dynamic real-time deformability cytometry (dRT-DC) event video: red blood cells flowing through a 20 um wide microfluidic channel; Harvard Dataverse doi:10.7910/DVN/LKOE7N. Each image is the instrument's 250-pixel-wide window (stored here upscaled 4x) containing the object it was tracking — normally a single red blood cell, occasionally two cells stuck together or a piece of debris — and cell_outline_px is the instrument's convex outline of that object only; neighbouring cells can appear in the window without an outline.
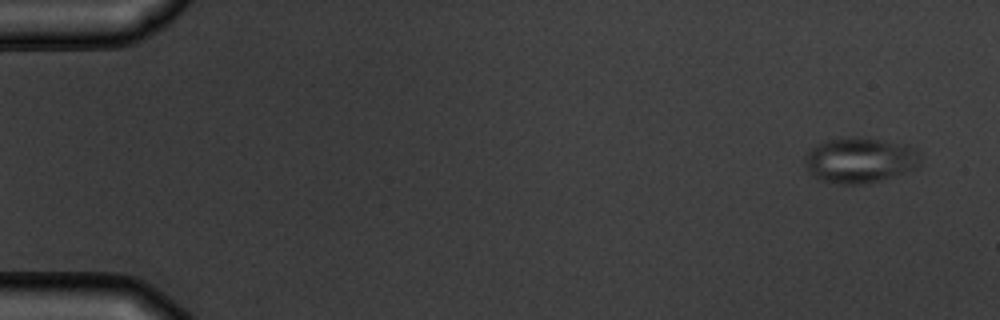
{"species": "common noctule bat (a hibernating species)", "species_latin": "Nyctalus noctula", "temperature_condition": "warm", "stored_images_in_passage": 4, "camera_frame_rate_fps": 3000, "um_per_image_px": 0.085, "animal": {"sex": "male", "body_mass_g": 19.5, "forearm_length_mm": 54.6}, "frame": {"image": 1, "passage_image": 1, "time_ms": 0.0, "image_size_px": [1000, 320], "cell_outline_px": [[920, 164], [916, 168], [880, 180], [860, 184], [840, 184], [820, 180], [804, 164], [804, 156], [812, 148], [828, 140], [848, 136], [852, 136], [908, 144], [916, 148], [920, 152]], "centroid_in_image_um": [73.13, 13.6], "position_along_channel_um": 11.9, "area_um2": 30.4}}